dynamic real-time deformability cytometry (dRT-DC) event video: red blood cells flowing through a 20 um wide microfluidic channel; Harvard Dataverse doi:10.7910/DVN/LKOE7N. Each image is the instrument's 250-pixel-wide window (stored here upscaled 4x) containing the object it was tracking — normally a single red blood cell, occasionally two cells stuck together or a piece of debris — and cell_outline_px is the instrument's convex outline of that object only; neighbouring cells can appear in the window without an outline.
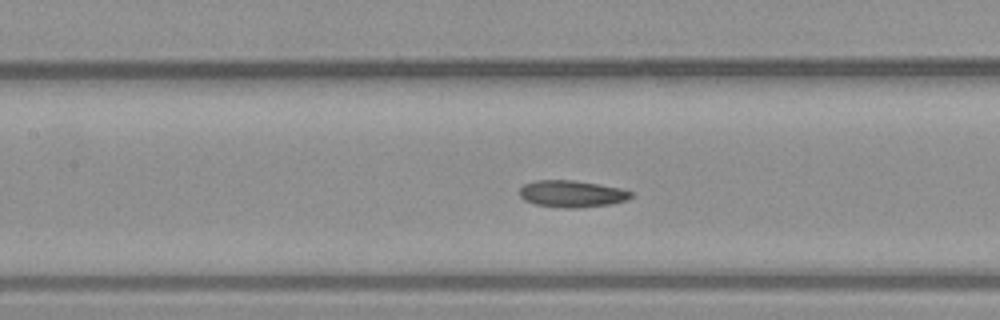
{"species": "common noctule bat (a hibernating species)", "species_latin": "Nyctalus noctula", "temperature_condition": "warm", "stored_images_in_passage": 41, "camera_frame_rate_fps": 3000, "um_per_image_px": 0.085, "animal": {"sex": "male", "body_mass_g": 23.1, "forearm_length_mm": 52.7}, "frame": {"image": 1, "passage_image": 18, "time_ms": 5.667, "image_size_px": [1000, 320], "cell_outline_px": [[632, 196], [628, 200], [612, 204], [580, 208], [564, 208], [536, 204], [524, 200], [520, 196], [520, 188], [524, 184], [532, 180], [572, 180], [600, 184], [620, 188], [632, 192]], "centroid_in_image_um": [48.62, 16.47], "position_along_channel_um": 158.8, "area_um2": 17.57}}
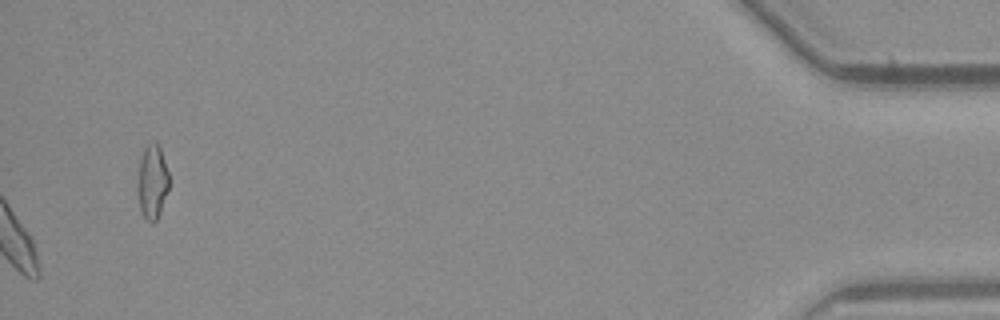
{"frame": {"image": 2, "passage_image": 41, "time_ms": 13.333, "image_size_px": [1000, 320], "cell_outline_px": [[168, 192], [160, 212], [156, 220], [152, 224], [144, 220], [140, 212], [136, 184], [140, 160], [144, 148], [148, 144], [156, 144], [160, 148], [168, 172]], "centroid_in_image_um": [12.91, 15.54], "position_along_channel_um": 422.3, "area_um2": 13.7}}